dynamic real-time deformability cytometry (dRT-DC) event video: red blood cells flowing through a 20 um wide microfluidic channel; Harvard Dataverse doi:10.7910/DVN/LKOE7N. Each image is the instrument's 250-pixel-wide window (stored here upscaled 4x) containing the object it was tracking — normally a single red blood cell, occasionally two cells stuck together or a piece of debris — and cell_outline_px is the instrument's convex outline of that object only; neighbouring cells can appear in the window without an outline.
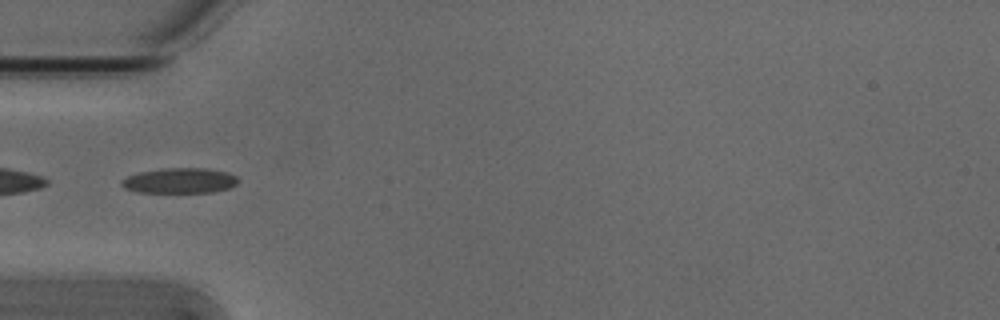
{"species": "Egyptian fruit bat (a non-hibernating species)", "species_latin": "Rousettus aegyptiacus", "temperature_condition": "cold", "stored_images_in_passage": 4, "segment_of_instrument_passage": [2, 2], "camera_frame_rate_fps": 3000, "um_per_image_px": 0.085, "animal": {"sex": "male"}, "frame": {"image": 1, "passage_image": 4, "time_ms": 1.0, "image_size_px": [1000, 320], "cell_outline_px": [[240, 180], [236, 184], [228, 188], [212, 192], [136, 192], [124, 188], [120, 184], [120, 180], [128, 176], [140, 172], [164, 168], [208, 168], [228, 172], [236, 176]], "centroid_in_image_um": [15.28, 15.35], "position_along_channel_um": 69.7, "area_um2": 17.22}}